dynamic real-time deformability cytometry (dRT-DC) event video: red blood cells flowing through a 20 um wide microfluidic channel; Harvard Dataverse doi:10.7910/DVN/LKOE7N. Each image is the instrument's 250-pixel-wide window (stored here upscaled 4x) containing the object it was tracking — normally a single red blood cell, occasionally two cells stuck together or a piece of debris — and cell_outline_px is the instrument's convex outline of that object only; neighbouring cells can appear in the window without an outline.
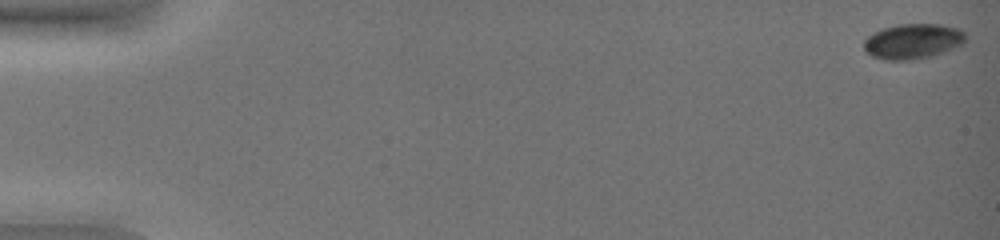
{"species": "common noctule bat (a hibernating species)", "species_latin": "Nyctalus noctula", "temperature_condition": "warm", "stored_images_in_passage": 7, "camera_frame_rate_fps": 3000, "um_per_image_px": 0.085, "animal": {"sex": "female", "body_mass_g": 19.0, "forearm_length_mm": 51.5}, "frame": {"image": 1, "passage_image": 1, "time_ms": 0.0, "image_size_px": [1000, 240], "cell_outline_px": [[964, 44], [944, 52], [932, 56], [908, 60], [884, 60], [872, 56], [864, 48], [864, 40], [868, 36], [884, 28], [900, 24], [940, 24], [956, 28], [964, 32]], "centroid_in_image_um": [77.6, 3.52], "position_along_channel_um": 7.4, "area_um2": 20.63}}
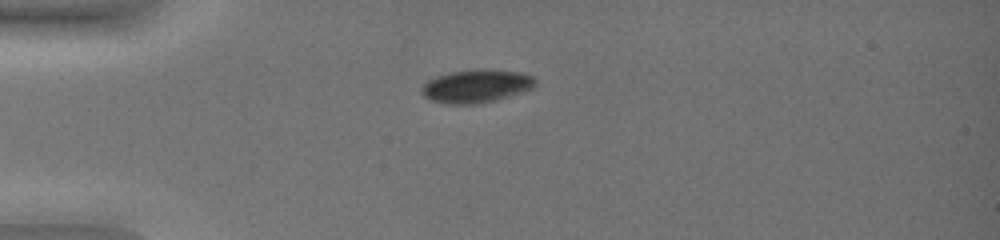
{"frame": {"image": 2, "passage_image": 6, "time_ms": 1.667, "image_size_px": [1000, 240], "cell_outline_px": [[536, 84], [532, 88], [508, 96], [476, 104], [444, 104], [428, 100], [420, 92], [420, 88], [428, 80], [436, 76], [452, 72], [472, 68], [492, 68], [520, 72], [532, 76], [536, 80]], "centroid_in_image_um": [40.44, 7.3], "position_along_channel_um": 44.6, "area_um2": 22.25}}